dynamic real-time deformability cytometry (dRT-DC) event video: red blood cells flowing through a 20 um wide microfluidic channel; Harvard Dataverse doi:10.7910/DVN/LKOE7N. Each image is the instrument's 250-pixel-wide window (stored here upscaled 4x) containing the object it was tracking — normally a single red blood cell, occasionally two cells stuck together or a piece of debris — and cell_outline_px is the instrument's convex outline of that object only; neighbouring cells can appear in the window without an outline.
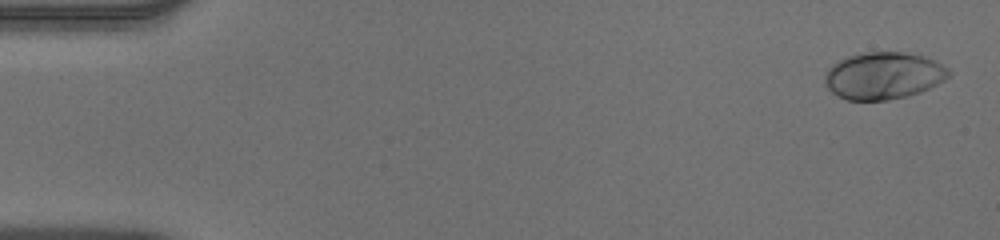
{"species": "human", "species_latin": "Homo sapiens", "temperature_condition": "warm", "stored_images_in_passage": 52, "camera_frame_rate_fps": 3000, "um_per_image_px": 0.085, "donor": {"sex": "male"}, "frame": {"image": 1, "passage_image": 2, "time_ms": 0.333, "image_size_px": [1000, 240], "cell_outline_px": [[952, 72], [944, 80], [920, 92], [908, 96], [888, 100], [848, 100], [832, 92], [828, 88], [824, 80], [824, 76], [828, 68], [832, 64], [848, 56], [864, 52], [904, 52], [924, 56], [948, 68]], "centroid_in_image_um": [75.08, 6.43], "position_along_channel_um": 9.9, "area_um2": 33.87}}
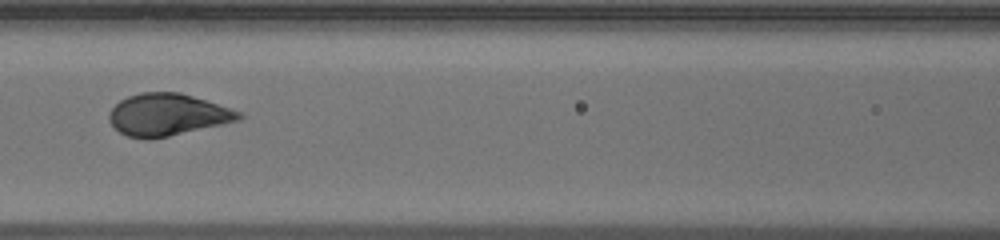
{"frame": {"image": 2, "passage_image": 24, "time_ms": 7.667, "image_size_px": [1000, 240], "cell_outline_px": [[244, 116], [240, 120], [168, 136], [144, 140], [128, 136], [120, 132], [108, 120], [108, 112], [120, 100], [128, 96], [140, 92], [180, 92], [240, 112]], "centroid_in_image_um": [14.18, 9.75], "position_along_channel_um": 152.4, "area_um2": 31.44}}
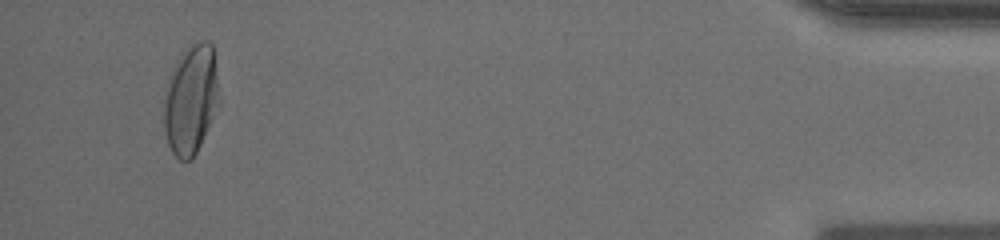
{"frame": {"image": 3, "passage_image": 50, "time_ms": 16.333, "image_size_px": [1000, 240], "cell_outline_px": [[220, 104], [192, 160], [180, 160], [172, 152], [168, 144], [164, 128], [164, 88], [168, 76], [176, 60], [192, 44], [204, 40], [208, 40], [212, 44]], "centroid_in_image_um": [16.2, 8.46], "position_along_channel_um": 419.0, "area_um2": 35.2}, "authors_computed_cell_mechanics": {"area_um2": 32.6281, "velocity_mm_per_s": 3.9189, "shape_relaxation_time_tau1_ms": 3.2711, "shape_relaxation_time_tau2_ms": null, "deformation_change_tau1": 0.2049, "deformation_change_tau2": null}}